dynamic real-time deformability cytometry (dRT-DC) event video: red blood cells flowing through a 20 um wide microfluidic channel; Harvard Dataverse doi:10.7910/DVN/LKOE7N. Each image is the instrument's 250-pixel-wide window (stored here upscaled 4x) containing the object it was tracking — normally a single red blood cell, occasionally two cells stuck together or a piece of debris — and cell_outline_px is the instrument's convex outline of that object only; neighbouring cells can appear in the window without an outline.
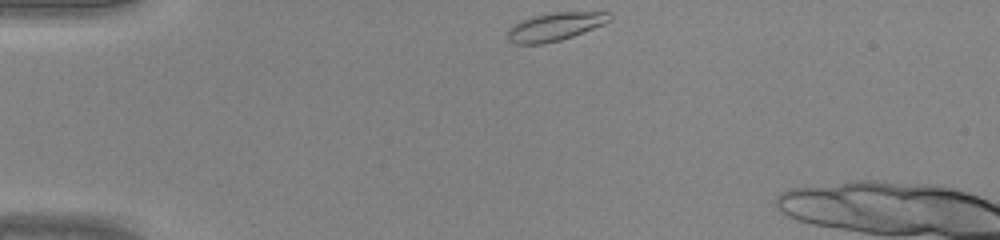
{"species": "common noctule bat (a hibernating species)", "species_latin": "Nyctalus noctula", "temperature_condition": "warm", "stored_images_in_passage": 5, "camera_frame_rate_fps": 3000, "um_per_image_px": 0.085, "animal": {"sex": "male", "body_mass_g": 20.0, "forearm_length_mm": 53.3}, "frame": {"image": 1, "passage_image": 1, "time_ms": 0.0, "image_size_px": [1000, 240], "cell_outline_px": [[612, 20], [604, 24], [572, 36], [560, 40], [544, 44], [516, 44], [508, 40], [508, 32], [512, 24], [520, 20], [532, 16], [552, 12], [608, 12], [612, 16]], "centroid_in_image_um": [47.17, 2.26], "position_along_channel_um": 37.8, "area_um2": 16.76}}